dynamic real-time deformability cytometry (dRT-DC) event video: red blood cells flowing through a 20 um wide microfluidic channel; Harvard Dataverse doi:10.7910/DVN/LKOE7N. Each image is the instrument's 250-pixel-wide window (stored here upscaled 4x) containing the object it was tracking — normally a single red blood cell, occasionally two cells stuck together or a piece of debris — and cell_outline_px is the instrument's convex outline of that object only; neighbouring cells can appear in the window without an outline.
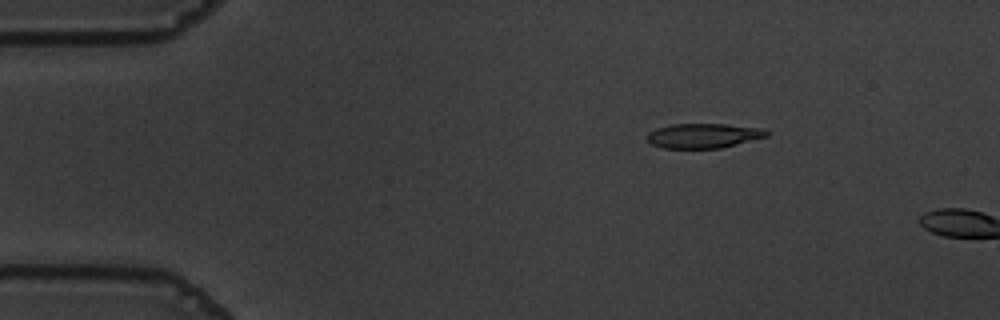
{"species": "common noctule bat (a hibernating species)", "species_latin": "Nyctalus noctula", "temperature_condition": "warm", "stored_images_in_passage": 3, "camera_frame_rate_fps": 3000, "um_per_image_px": 0.085, "animal": {"sex": "male", "body_mass_g": 19.5, "forearm_length_mm": 54.6}, "frame": {"image": 1, "passage_image": 1, "time_ms": 0.0, "image_size_px": [1000, 320], "cell_outline_px": [[768, 136], [720, 148], [664, 148], [652, 144], [648, 140], [648, 132], [656, 128], [672, 124], [724, 124], [764, 128], [768, 132]], "centroid_in_image_um": [59.8, 11.53], "position_along_channel_um": 25.2, "area_um2": 17.05}}